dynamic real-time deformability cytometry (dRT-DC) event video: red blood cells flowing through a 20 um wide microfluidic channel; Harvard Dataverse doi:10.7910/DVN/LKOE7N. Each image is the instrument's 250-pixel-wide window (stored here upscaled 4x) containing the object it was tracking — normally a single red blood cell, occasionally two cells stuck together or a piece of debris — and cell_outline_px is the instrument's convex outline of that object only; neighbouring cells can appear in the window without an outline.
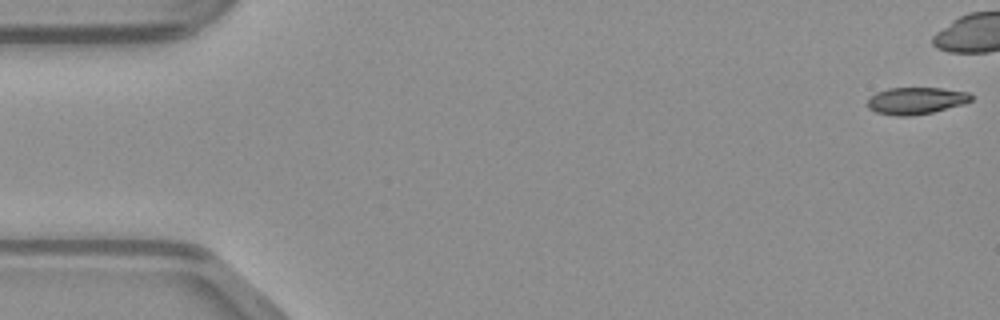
{"species": "common noctule bat (a hibernating species)", "species_latin": "Nyctalus noctula", "temperature_condition": "warm", "stored_images_in_passage": 14, "camera_frame_rate_fps": 3000, "um_per_image_px": 0.085, "animal": {"sex": "male", "body_mass_g": 23.1, "forearm_length_mm": 52.7}, "frame": {"image": 1, "passage_image": 1, "time_ms": 0.0, "image_size_px": [1000, 320], "cell_outline_px": [[972, 100], [964, 104], [932, 112], [912, 116], [896, 116], [876, 112], [868, 108], [868, 96], [876, 92], [888, 88], [940, 88], [968, 92], [972, 96]], "centroid_in_image_um": [77.83, 8.56], "position_along_channel_um": 7.2, "area_um2": 16.36}}